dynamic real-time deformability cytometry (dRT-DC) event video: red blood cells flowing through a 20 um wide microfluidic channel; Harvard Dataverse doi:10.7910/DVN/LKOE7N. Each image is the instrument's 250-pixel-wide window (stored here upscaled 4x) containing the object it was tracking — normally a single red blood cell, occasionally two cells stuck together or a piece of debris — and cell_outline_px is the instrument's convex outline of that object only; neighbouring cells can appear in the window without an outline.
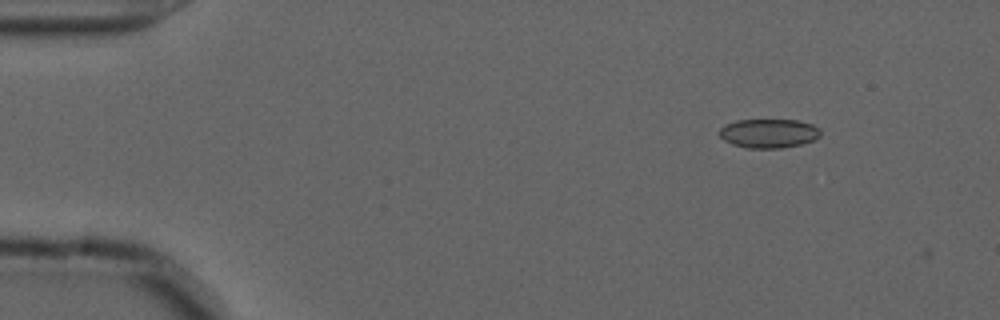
{"species": "common noctule bat (a hibernating species)", "species_latin": "Nyctalus noctula", "temperature_condition": "cold", "stored_images_in_passage": 4, "camera_frame_rate_fps": 3000, "um_per_image_px": 0.085, "animal": {"sex": "male", "forearm_length_mm": 52.5}, "frame": {"image": 1, "passage_image": 3, "time_ms": 0.667, "image_size_px": [1000, 320], "cell_outline_px": [[820, 136], [812, 140], [800, 144], [780, 148], [744, 148], [732, 144], [724, 140], [720, 136], [720, 128], [724, 124], [736, 120], [796, 120], [812, 124], [820, 128]], "centroid_in_image_um": [65.32, 11.33], "position_along_channel_um": 19.7, "area_um2": 17.11}}